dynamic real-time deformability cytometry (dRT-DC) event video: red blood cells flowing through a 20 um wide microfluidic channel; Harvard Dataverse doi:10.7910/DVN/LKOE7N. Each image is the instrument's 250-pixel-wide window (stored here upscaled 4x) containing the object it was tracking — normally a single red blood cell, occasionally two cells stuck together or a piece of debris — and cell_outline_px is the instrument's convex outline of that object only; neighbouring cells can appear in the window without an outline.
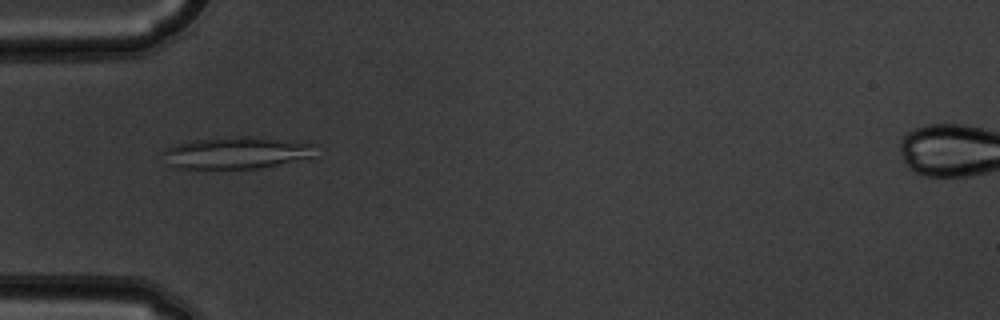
{"species": "common noctule bat (a hibernating species)", "species_latin": "Nyctalus noctula", "temperature_condition": "warm", "stored_images_in_passage": 6, "camera_frame_rate_fps": 3000, "um_per_image_px": 0.085, "animal": {"sex": "male", "body_mass_g": 19.5, "forearm_length_mm": 54.6}, "frame": {"image": 1, "passage_image": 5, "time_ms": 1.333, "image_size_px": [1000, 320], "cell_outline_px": [[320, 156], [260, 168], [176, 168], [168, 164], [160, 152], [176, 144], [192, 140], [228, 136], [260, 136], [316, 144]], "centroid_in_image_um": [20.2, 12.97], "position_along_channel_um": 64.8, "area_um2": 29.07}}